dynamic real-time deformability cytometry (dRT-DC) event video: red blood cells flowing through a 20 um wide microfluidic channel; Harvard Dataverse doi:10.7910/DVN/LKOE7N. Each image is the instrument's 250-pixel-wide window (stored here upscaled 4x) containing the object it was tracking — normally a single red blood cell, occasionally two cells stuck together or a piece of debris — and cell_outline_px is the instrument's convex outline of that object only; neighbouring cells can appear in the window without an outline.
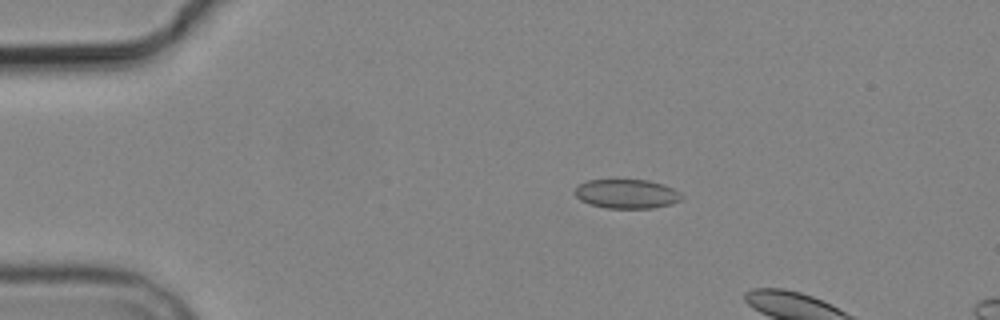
{"species": "common noctule bat (a hibernating species)", "species_latin": "Nyctalus noctula", "temperature_condition": "cold", "stored_images_in_passage": 3, "camera_frame_rate_fps": 3000, "um_per_image_px": 0.085, "animal": {"sex": "male", "body_mass_g": 19.2, "forearm_length_mm": 51.8}, "frame": {"image": 1, "passage_image": 2, "time_ms": 1.0, "image_size_px": [1000, 320], "cell_outline_px": [[684, 200], [672, 204], [652, 208], [604, 208], [588, 204], [580, 200], [572, 192], [580, 184], [588, 180], [648, 180], [664, 184], [680, 192]], "centroid_in_image_um": [53.28, 16.49], "position_along_channel_um": 31.7, "area_um2": 18.38}}